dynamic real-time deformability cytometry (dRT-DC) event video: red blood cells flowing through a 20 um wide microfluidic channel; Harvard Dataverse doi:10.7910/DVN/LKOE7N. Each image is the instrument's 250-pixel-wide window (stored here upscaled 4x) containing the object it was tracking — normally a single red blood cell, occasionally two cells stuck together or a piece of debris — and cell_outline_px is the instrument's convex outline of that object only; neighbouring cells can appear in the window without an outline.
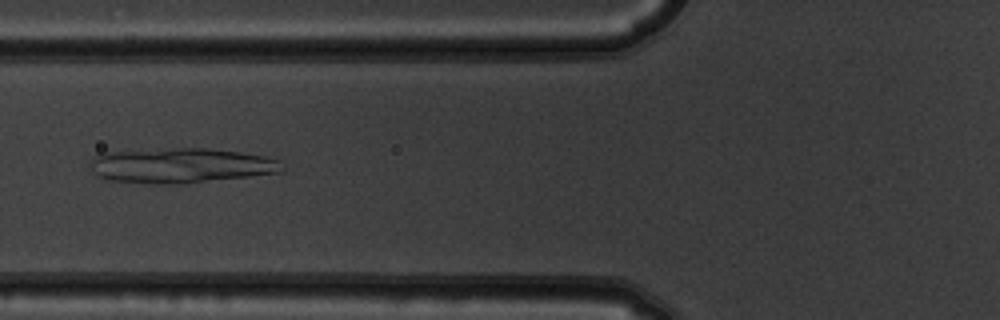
{"species": "common noctule bat (a hibernating species)", "species_latin": "Nyctalus noctula", "temperature_condition": "warm", "stored_images_in_passage": 7, "camera_frame_rate_fps": 3000, "um_per_image_px": 0.085, "animal": {"sex": "male", "body_mass_g": 19.5, "forearm_length_mm": 54.6}, "frame": {"image": 1, "passage_image": 6, "time_ms": 1.667, "image_size_px": [1000, 320], "cell_outline_px": [[284, 172], [184, 184], [156, 184], [108, 180], [92, 172], [88, 164], [96, 156], [104, 152], [180, 148], [208, 148], [240, 152], [264, 156], [280, 160], [284, 168]], "centroid_in_image_um": [15.4, 14.08], "position_along_channel_um": 110.4, "area_um2": 39.3}}